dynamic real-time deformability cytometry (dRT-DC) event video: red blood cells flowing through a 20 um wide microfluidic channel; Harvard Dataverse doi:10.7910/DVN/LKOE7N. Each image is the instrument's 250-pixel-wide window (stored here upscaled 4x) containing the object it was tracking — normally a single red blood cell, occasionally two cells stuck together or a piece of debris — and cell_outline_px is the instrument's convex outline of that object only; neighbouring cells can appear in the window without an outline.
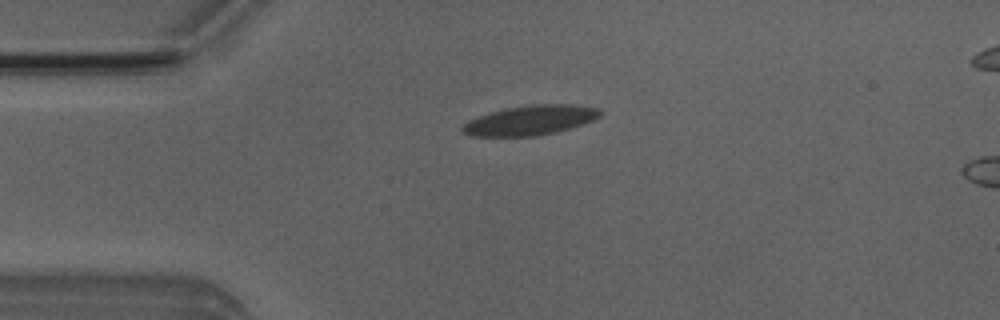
{"species": "Egyptian fruit bat (a non-hibernating species)", "species_latin": "Rousettus aegyptiacus", "temperature_condition": "room temperature", "stored_images_in_passage": 5, "camera_frame_rate_fps": 3000, "um_per_image_px": 0.085, "animal": {"sex": "male"}, "frame": {"image": 1, "passage_image": 1, "time_ms": 0.0, "image_size_px": [1000, 320], "cell_outline_px": [[604, 112], [600, 116], [592, 120], [572, 128], [556, 132], [536, 136], [472, 136], [464, 132], [460, 128], [468, 120], [488, 112], [528, 104], [572, 104], [600, 108]], "centroid_in_image_um": [45.1, 10.21], "position_along_channel_um": 39.9, "area_um2": 23.99}}